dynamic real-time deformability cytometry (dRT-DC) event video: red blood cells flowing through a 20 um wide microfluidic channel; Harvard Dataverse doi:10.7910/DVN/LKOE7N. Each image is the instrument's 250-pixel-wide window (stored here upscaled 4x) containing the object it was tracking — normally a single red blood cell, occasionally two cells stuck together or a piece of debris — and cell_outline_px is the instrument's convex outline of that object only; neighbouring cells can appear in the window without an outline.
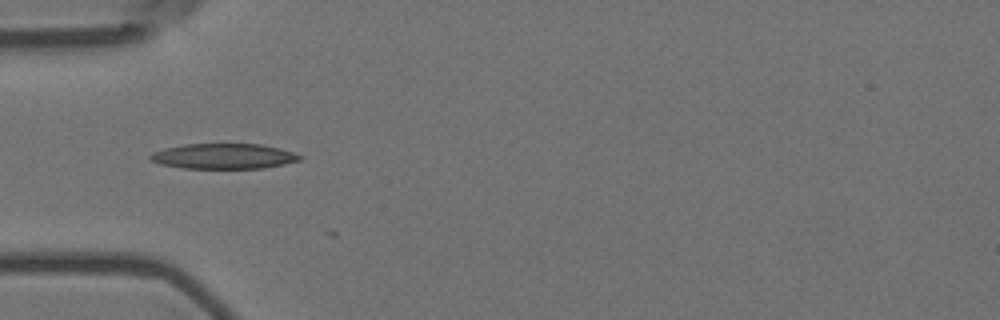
{"species": "Egyptian fruit bat (a non-hibernating species)", "species_latin": "Rousettus aegyptiacus", "temperature_condition": "room temperature", "stored_images_in_passage": 7, "camera_frame_rate_fps": 3000, "um_per_image_px": 0.085, "animal": {"sex": "female"}, "frame": {"image": 1, "passage_image": 6, "time_ms": 1.667, "image_size_px": [1000, 320], "cell_outline_px": [[304, 156], [300, 160], [284, 164], [264, 168], [180, 168], [160, 164], [148, 160], [148, 156], [152, 152], [164, 148], [184, 144], [260, 144], [280, 148]], "centroid_in_image_um": [18.97, 13.28], "position_along_channel_um": 66.0, "area_um2": 22.2}}